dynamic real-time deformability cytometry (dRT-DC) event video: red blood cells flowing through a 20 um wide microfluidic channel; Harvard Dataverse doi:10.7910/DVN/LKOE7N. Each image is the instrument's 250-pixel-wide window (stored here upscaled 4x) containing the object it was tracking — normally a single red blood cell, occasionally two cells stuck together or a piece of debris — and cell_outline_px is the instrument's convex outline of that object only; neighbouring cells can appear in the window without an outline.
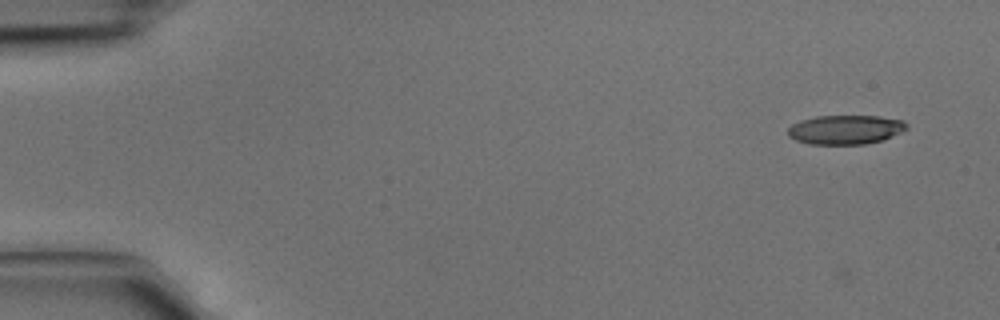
{"species": "common noctule bat (a hibernating species)", "species_latin": "Nyctalus noctula", "temperature_condition": "cold", "stored_images_in_passage": 5, "camera_frame_rate_fps": 3000, "um_per_image_px": 0.085, "animal": {"sex": "male", "body_mass_g": 15.6}, "frame": {"image": 1, "passage_image": 1, "time_ms": 0.0, "image_size_px": [1000, 320], "cell_outline_px": [[908, 128], [900, 132], [880, 140], [864, 144], [808, 144], [796, 140], [788, 136], [788, 128], [792, 124], [800, 120], [816, 116], [880, 116], [904, 120], [908, 124]], "centroid_in_image_um": [71.84, 11.01], "position_along_channel_um": 13.2, "area_um2": 20.17}}
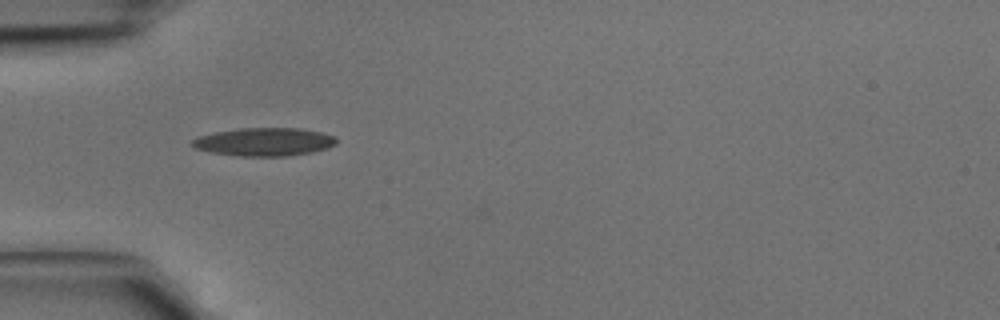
{"frame": {"image": 2, "passage_image": 4, "time_ms": 1.0, "image_size_px": [1000, 320], "cell_outline_px": [[336, 144], [328, 148], [312, 152], [284, 156], [240, 156], [212, 152], [192, 148], [192, 140], [196, 136], [216, 132], [240, 128], [300, 128], [320, 132], [336, 136]], "centroid_in_image_um": [22.45, 12.05], "position_along_channel_um": 62.5, "area_um2": 23.7}}